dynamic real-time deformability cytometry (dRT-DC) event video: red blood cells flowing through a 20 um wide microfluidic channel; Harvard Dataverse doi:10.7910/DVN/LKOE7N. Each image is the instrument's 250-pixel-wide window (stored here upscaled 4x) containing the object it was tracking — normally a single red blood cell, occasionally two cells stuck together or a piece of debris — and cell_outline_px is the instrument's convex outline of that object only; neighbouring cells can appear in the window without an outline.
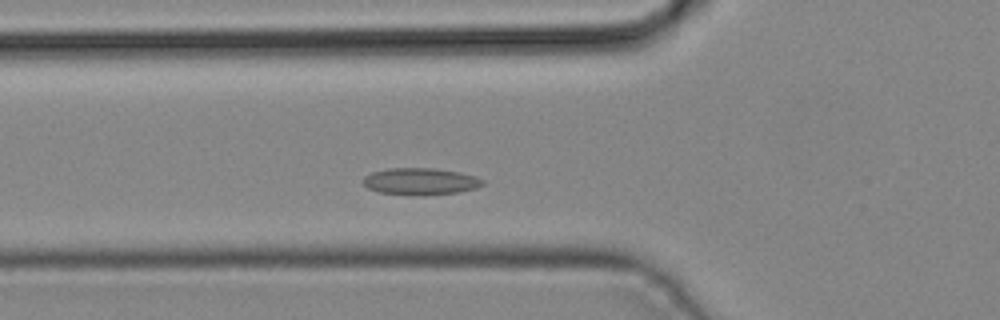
{"species": "common noctule bat (a hibernating species)", "species_latin": "Nyctalus noctula", "temperature_condition": "cold", "stored_images_in_passage": 31, "camera_frame_rate_fps": 3000, "um_per_image_px": 0.085, "animal": {"sex": "male", "body_mass_g": 19.2, "forearm_length_mm": 51.8}, "frame": {"image": 1, "passage_image": 2, "time_ms": 0.333, "image_size_px": [1000, 320], "cell_outline_px": [[484, 184], [476, 188], [460, 192], [424, 196], [380, 192], [368, 188], [364, 184], [364, 176], [372, 172], [388, 168], [432, 168], [460, 172], [476, 176], [484, 180]], "centroid_in_image_um": [35.78, 15.42], "position_along_channel_um": 90.0, "area_um2": 18.79}}
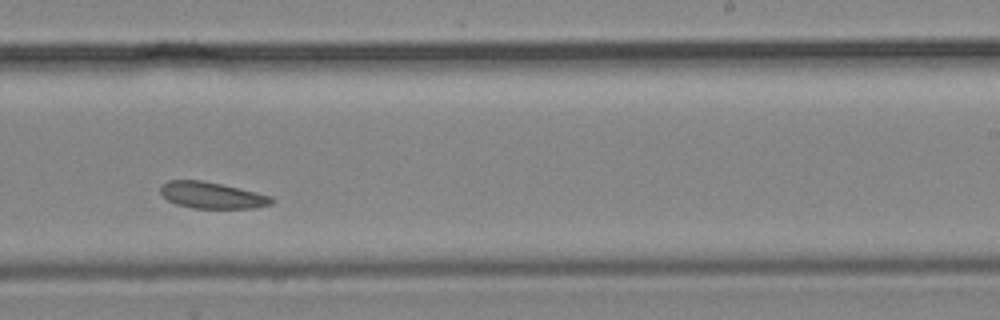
{"frame": {"image": 2, "passage_image": 14, "time_ms": 4.333, "image_size_px": [1000, 320], "cell_outline_px": [[272, 204], [256, 208], [192, 208], [176, 204], [168, 200], [160, 192], [160, 188], [168, 180], [200, 180], [220, 184], [272, 196]], "centroid_in_image_um": [18.0, 16.6], "position_along_channel_um": 271.0, "area_um2": 16.88}}
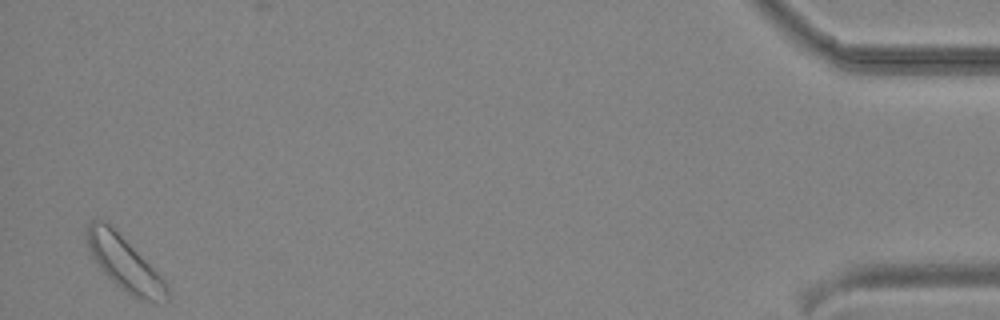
{"frame": {"image": 3, "passage_image": 30, "time_ms": 9.667, "image_size_px": [1000, 320], "cell_outline_px": [[168, 300], [140, 300], [132, 296], [120, 288], [104, 272], [92, 256], [84, 240], [88, 224], [92, 220], [104, 220], [164, 280], [168, 288]], "centroid_in_image_um": [10.52, 22.39], "position_along_channel_um": 424.7, "area_um2": 24.04}}